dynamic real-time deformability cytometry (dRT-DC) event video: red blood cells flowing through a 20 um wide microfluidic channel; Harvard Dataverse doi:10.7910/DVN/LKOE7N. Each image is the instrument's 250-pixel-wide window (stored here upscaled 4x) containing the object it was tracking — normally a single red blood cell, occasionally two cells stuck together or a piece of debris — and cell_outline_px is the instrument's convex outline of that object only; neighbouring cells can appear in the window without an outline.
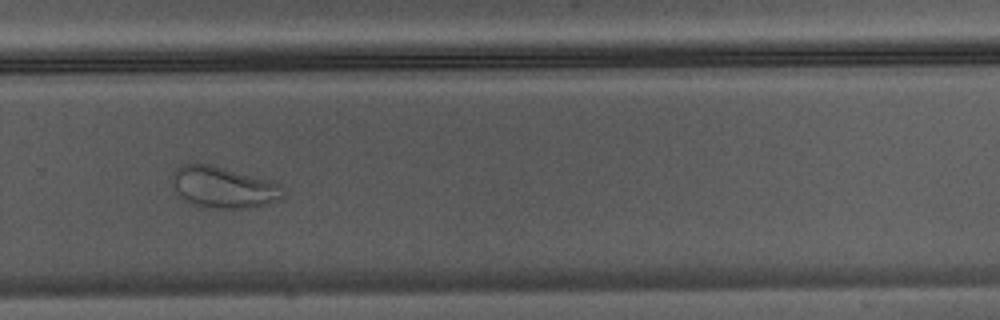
{"species": "Egyptian fruit bat (a non-hibernating species)", "species_latin": "Rousettus aegyptiacus", "temperature_condition": "warm", "stored_images_in_passage": 32, "camera_frame_rate_fps": 3000, "um_per_image_px": 0.085, "animal": {"sex": "male"}, "frame": {"image": 1, "passage_image": 19, "time_ms": 6.0, "image_size_px": [1000, 320], "cell_outline_px": [[284, 196], [280, 200], [256, 208], [212, 208], [192, 204], [180, 196], [172, 184], [172, 176], [176, 168], [180, 164], [212, 164], [276, 180], [284, 188]], "centroid_in_image_um": [19.08, 15.91], "position_along_channel_um": 310.7, "area_um2": 27.46}}